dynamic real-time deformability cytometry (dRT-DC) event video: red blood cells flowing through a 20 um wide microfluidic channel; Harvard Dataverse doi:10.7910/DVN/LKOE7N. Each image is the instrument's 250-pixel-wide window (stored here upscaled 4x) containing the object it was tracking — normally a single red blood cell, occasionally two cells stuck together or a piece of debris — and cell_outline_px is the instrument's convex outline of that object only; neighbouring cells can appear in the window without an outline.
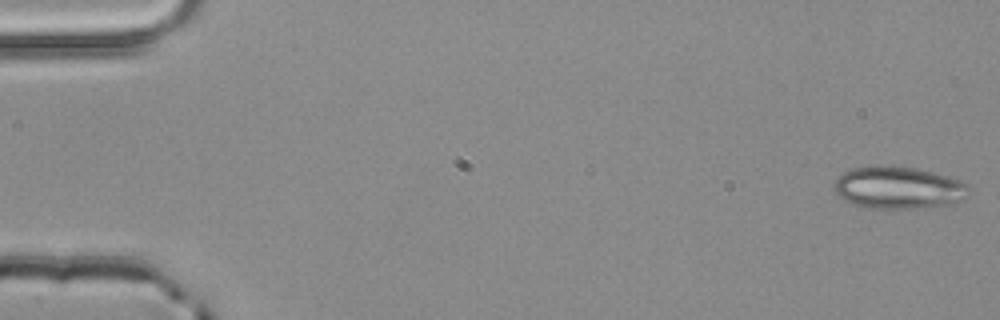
{"species": "common noctule bat (a hibernating species)", "species_latin": "Nyctalus noctula", "temperature_condition": "room temperature", "stored_images_in_passage": 4, "camera_frame_rate_fps": 3000, "um_per_image_px": 0.085, "animal": {"sex": "male", "body_mass_g": 20.4}, "frame": {"image": 1, "passage_image": 1, "time_ms": 0.0, "image_size_px": [1000, 320], "cell_outline_px": [[968, 196], [964, 200], [952, 204], [912, 208], [864, 208], [852, 204], [844, 200], [836, 192], [832, 184], [836, 176], [852, 168], [876, 164], [916, 168], [932, 172], [960, 180], [968, 184]], "centroid_in_image_um": [76.32, 15.94], "position_along_channel_um": 8.7, "area_um2": 33.58}}